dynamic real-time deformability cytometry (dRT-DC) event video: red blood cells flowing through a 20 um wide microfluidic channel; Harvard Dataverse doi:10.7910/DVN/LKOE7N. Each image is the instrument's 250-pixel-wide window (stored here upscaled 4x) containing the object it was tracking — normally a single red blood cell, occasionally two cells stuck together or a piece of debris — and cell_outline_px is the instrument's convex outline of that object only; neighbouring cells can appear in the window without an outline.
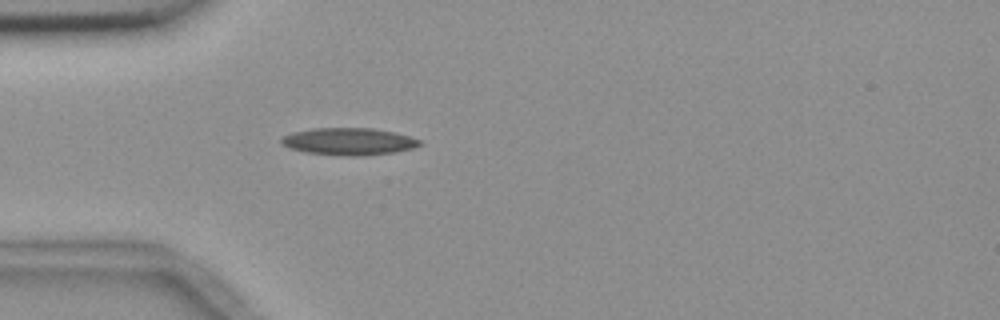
{"species": "common noctule bat (a hibernating species)", "species_latin": "Nyctalus noctula", "temperature_condition": "room temperature", "stored_images_in_passage": 1, "camera_frame_rate_fps": 3000, "um_per_image_px": 0.085, "animal": {"sex": "female", "body_mass_g": 18.4}, "frame": {"image": 1, "passage_image": 1, "time_ms": 0.0, "image_size_px": [1000, 320], "cell_outline_px": [[424, 144], [412, 148], [396, 152], [356, 156], [352, 156], [304, 152], [288, 148], [280, 144], [280, 140], [284, 136], [292, 132], [312, 128], [372, 128], [396, 132], [420, 140]], "centroid_in_image_um": [29.63, 12.02], "position_along_channel_um": 55.4, "area_um2": 21.96}}